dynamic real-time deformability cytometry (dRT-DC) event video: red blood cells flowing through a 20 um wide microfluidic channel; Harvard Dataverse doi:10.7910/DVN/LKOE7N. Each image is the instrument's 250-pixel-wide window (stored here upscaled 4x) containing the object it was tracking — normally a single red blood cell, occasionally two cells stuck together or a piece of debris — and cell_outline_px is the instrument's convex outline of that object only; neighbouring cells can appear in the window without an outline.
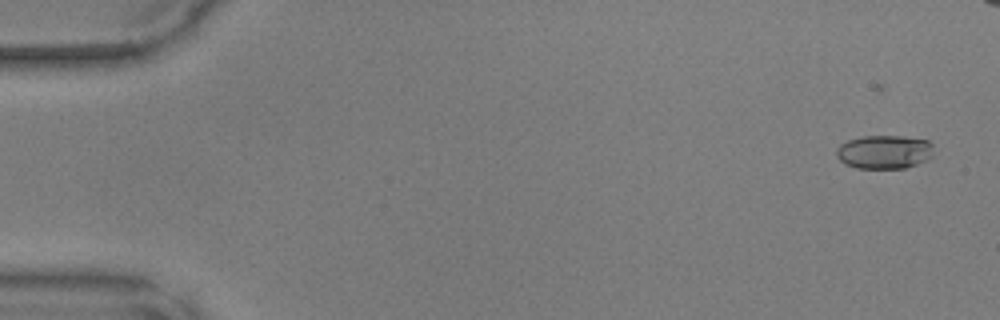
{"species": "common noctule bat (a hibernating species)", "species_latin": "Nyctalus noctula", "temperature_condition": "warm", "stored_images_in_passage": 9, "camera_frame_rate_fps": 3000, "um_per_image_px": 0.085, "animal": {"sex": "male", "body_mass_g": 17.9, "forearm_length_mm": 54.2}, "frame": {"image": 1, "passage_image": 5, "time_ms": 1.333, "image_size_px": [1000, 320], "cell_outline_px": [[932, 156], [928, 160], [904, 168], [856, 168], [844, 164], [836, 156], [836, 148], [840, 144], [848, 140], [864, 136], [900, 136], [928, 140], [932, 144]], "centroid_in_image_um": [75.14, 12.91], "position_along_channel_um": 9.9, "area_um2": 19.13}}